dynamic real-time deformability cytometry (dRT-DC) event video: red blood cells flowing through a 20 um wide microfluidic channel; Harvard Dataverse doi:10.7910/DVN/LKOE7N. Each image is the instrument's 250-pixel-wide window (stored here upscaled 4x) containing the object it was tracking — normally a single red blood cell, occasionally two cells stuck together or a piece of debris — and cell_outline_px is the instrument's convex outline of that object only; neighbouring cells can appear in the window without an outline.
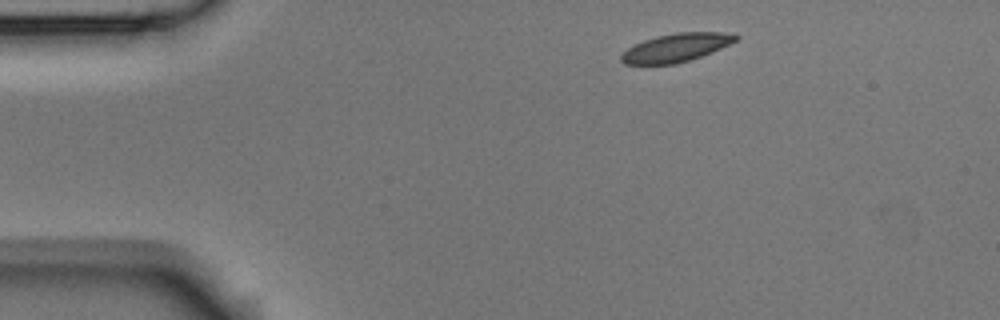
{"species": "Egyptian fruit bat (a non-hibernating species)", "species_latin": "Rousettus aegyptiacus", "temperature_condition": "room temperature", "stored_images_in_passage": 3, "camera_frame_rate_fps": 3000, "um_per_image_px": 0.085, "animal": {"sex": "male"}, "frame": {"image": 1, "passage_image": 1, "time_ms": 0.0, "image_size_px": [1000, 320], "cell_outline_px": [[740, 36], [736, 40], [712, 52], [676, 64], [624, 64], [620, 60], [620, 56], [628, 48], [644, 40], [656, 36], [676, 32], [732, 32]], "centroid_in_image_um": [57.48, 4.04], "position_along_channel_um": 27.5, "area_um2": 18.79}}
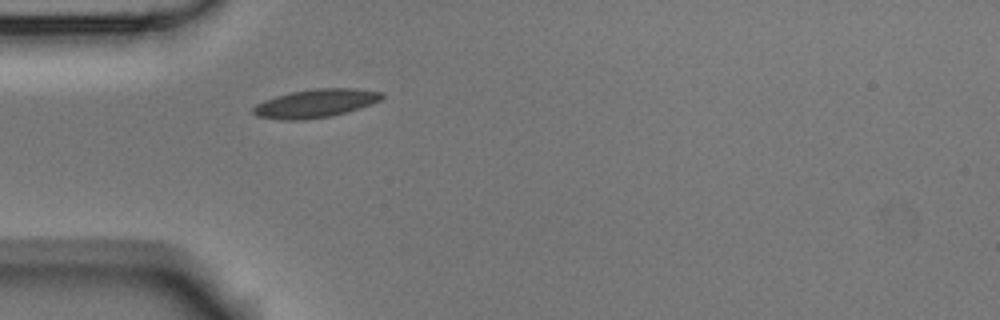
{"frame": {"image": 2, "passage_image": 3, "time_ms": 0.667, "image_size_px": [1000, 320], "cell_outline_px": [[384, 96], [380, 100], [332, 116], [304, 120], [284, 120], [256, 116], [252, 112], [252, 108], [256, 104], [264, 100], [276, 96], [292, 92], [316, 88], [352, 88], [384, 92]], "centroid_in_image_um": [26.77, 8.78], "position_along_channel_um": 58.2, "area_um2": 21.04}}